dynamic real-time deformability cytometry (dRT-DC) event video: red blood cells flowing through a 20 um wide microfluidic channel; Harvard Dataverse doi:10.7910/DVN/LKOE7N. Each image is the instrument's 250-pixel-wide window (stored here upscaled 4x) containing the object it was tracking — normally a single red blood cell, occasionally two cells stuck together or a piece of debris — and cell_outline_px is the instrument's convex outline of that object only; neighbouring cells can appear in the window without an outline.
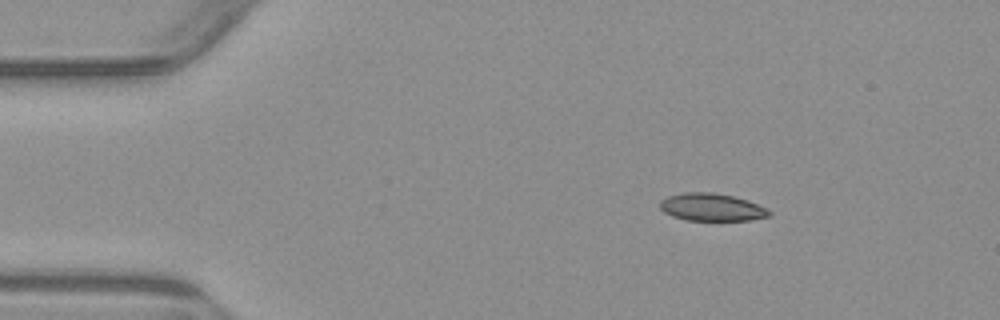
{"species": "common noctule bat (a hibernating species)", "species_latin": "Nyctalus noctula", "temperature_condition": "warm", "stored_images_in_passage": 3, "camera_frame_rate_fps": 3000, "um_per_image_px": 0.085, "animal": {"sex": "male", "body_mass_g": 23.1, "forearm_length_mm": 52.7}, "frame": {"image": 1, "passage_image": 1, "time_ms": 0.0, "image_size_px": [1000, 320], "cell_outline_px": [[772, 216], [748, 220], [688, 220], [672, 216], [664, 212], [660, 208], [660, 200], [668, 196], [684, 192], [712, 192], [732, 196], [748, 200], [768, 208], [772, 212]], "centroid_in_image_um": [60.52, 17.61], "position_along_channel_um": 24.5, "area_um2": 17.63}}